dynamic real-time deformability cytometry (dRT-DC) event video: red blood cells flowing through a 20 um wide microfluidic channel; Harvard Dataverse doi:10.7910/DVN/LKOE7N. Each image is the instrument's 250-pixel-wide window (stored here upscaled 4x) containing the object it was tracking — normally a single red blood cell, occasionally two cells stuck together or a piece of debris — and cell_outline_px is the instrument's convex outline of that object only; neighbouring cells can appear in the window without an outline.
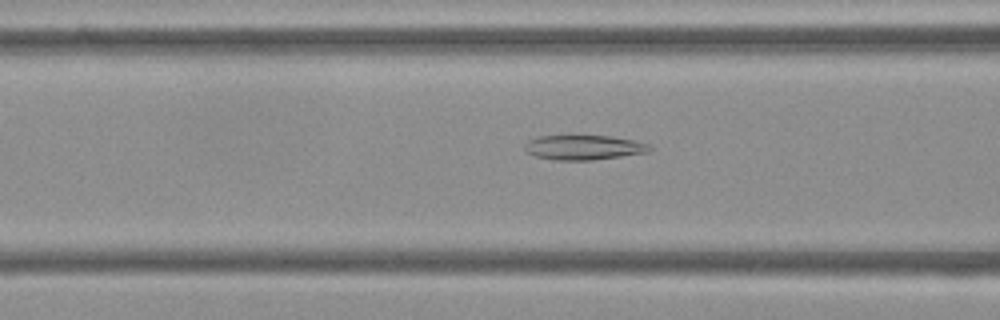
{"species": "Egyptian fruit bat (a non-hibernating species)", "species_latin": "Rousettus aegyptiacus", "temperature_condition": "cold", "stored_images_in_passage": 54, "camera_frame_rate_fps": 3000, "um_per_image_px": 0.085, "frame": {"image": 1, "passage_image": 21, "time_ms": 6.667, "image_size_px": [1000, 320], "cell_outline_px": [[652, 148], [648, 152], [592, 160], [556, 160], [536, 156], [524, 152], [524, 144], [528, 140], [540, 136], [612, 136], [632, 140], [648, 144]], "centroid_in_image_um": [49.57, 12.53], "position_along_channel_um": 117.0, "area_um2": 17.86}}
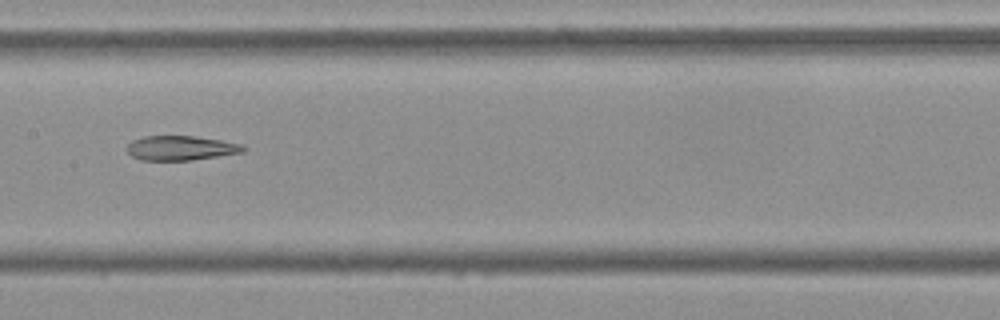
{"frame": {"image": 2, "passage_image": 27, "time_ms": 8.667, "image_size_px": [1000, 320], "cell_outline_px": [[248, 148], [244, 152], [192, 160], [140, 160], [132, 156], [124, 148], [132, 140], [144, 136], [196, 136], [220, 140], [240, 144]], "centroid_in_image_um": [15.34, 12.58], "position_along_channel_um": 192.1, "area_um2": 16.7}}
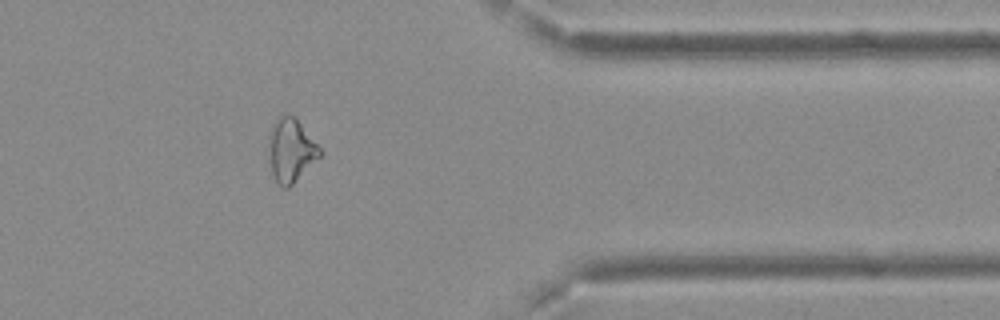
{"frame": {"image": 3, "passage_image": 44, "time_ms": 14.333, "image_size_px": [1000, 320], "cell_outline_px": [[324, 152], [288, 188], [280, 188], [272, 172], [268, 152], [268, 136], [272, 124], [280, 112], [288, 112], [300, 124]], "centroid_in_image_um": [24.68, 12.73], "position_along_channel_um": 386.7, "area_um2": 18.96}, "authors_computed_cell_mechanics": {"area_um2": 20.3456, "velocity_mm_per_s": 3.7434, "shape_relaxation_time_tau1_ms": null, "shape_relaxation_time_tau2_ms": 3.5943, "deformation_change_tau1": null, "deformation_change_tau2": 0.1003}}